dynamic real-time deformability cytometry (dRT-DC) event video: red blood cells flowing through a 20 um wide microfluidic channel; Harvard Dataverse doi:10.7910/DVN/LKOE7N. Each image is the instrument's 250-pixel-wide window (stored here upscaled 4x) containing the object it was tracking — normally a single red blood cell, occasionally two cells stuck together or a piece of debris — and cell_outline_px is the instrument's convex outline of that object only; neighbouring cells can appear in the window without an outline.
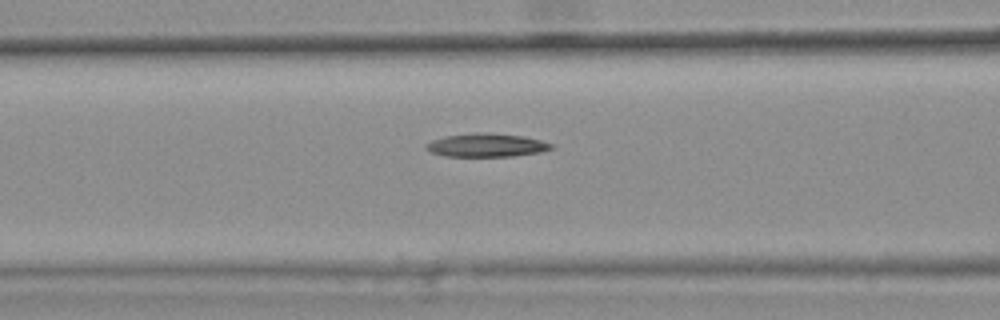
{"species": "common noctule bat (a hibernating species)", "species_latin": "Nyctalus noctula", "temperature_condition": "warm", "stored_images_in_passage": 31, "camera_frame_rate_fps": 3000, "um_per_image_px": 0.085, "animal": {"sex": "female", "body_mass_g": 25.1}, "frame": {"image": 1, "passage_image": 10, "time_ms": 3.0, "image_size_px": [1000, 320], "cell_outline_px": [[556, 148], [540, 152], [512, 156], [444, 156], [432, 152], [424, 148], [424, 144], [432, 140], [444, 136], [476, 132], [484, 132], [524, 136], [540, 140], [552, 144]], "centroid_in_image_um": [41.34, 12.33], "position_along_channel_um": 125.3, "area_um2": 17.17}}